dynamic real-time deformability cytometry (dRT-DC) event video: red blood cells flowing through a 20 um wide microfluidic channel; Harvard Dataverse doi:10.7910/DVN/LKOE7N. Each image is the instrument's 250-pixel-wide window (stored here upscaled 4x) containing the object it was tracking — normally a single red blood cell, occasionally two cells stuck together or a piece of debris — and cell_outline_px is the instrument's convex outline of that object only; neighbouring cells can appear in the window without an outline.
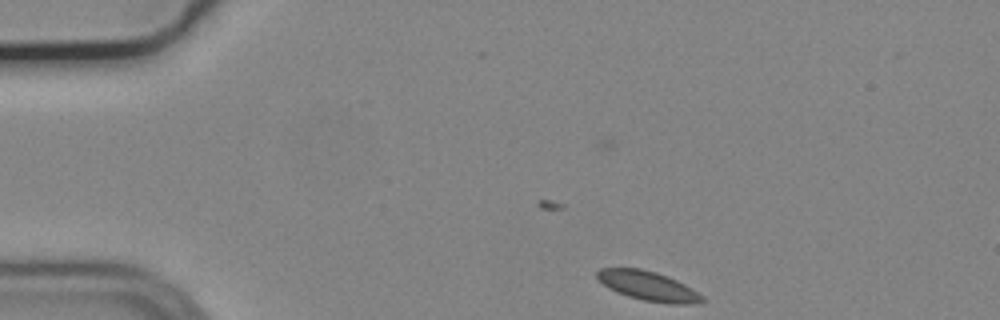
{"species": "common noctule bat (a hibernating species)", "species_latin": "Nyctalus noctula", "temperature_condition": "cold", "stored_images_in_passage": 2, "camera_frame_rate_fps": 3000, "um_per_image_px": 0.085, "animal": {"sex": "male", "body_mass_g": 19.2, "forearm_length_mm": 51.8}, "frame": {"image": 1, "passage_image": 2, "time_ms": 0.333, "image_size_px": [1000, 320], "cell_outline_px": [[708, 300], [696, 304], [668, 304], [644, 300], [628, 296], [616, 292], [608, 288], [596, 276], [596, 272], [600, 268], [640, 268], [656, 272], [668, 276], [692, 288], [704, 296]], "centroid_in_image_um": [55.14, 24.32], "position_along_channel_um": 29.9, "area_um2": 18.15}}